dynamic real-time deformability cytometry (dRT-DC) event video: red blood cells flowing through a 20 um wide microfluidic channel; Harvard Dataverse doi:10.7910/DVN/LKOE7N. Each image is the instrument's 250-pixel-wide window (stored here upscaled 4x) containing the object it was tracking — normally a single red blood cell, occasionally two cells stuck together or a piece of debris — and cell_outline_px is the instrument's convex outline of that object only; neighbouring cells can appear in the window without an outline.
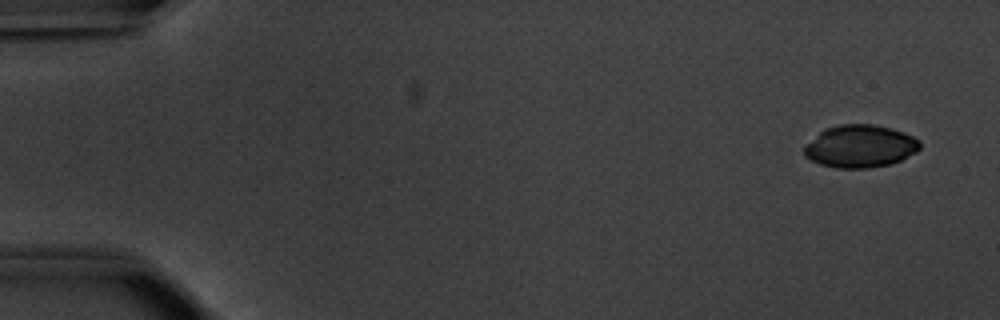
{"species": "common noctule bat (a hibernating species)", "species_latin": "Nyctalus noctula", "temperature_condition": "warm", "stored_images_in_passage": 51, "camera_frame_rate_fps": 3000, "um_per_image_px": 0.085, "animal": {"sex": "male", "body_mass_g": 20.1, "forearm_length_mm": 53.5}, "frame": {"image": 1, "passage_image": 1, "time_ms": 0.0, "image_size_px": [1000, 320], "cell_outline_px": [[920, 148], [916, 152], [900, 160], [888, 164], [868, 168], [836, 168], [820, 164], [804, 156], [804, 148], [824, 128], [840, 124], [872, 124], [892, 128], [904, 132], [920, 140]], "centroid_in_image_um": [73.13, 12.42], "position_along_channel_um": 11.9, "area_um2": 28.55}}